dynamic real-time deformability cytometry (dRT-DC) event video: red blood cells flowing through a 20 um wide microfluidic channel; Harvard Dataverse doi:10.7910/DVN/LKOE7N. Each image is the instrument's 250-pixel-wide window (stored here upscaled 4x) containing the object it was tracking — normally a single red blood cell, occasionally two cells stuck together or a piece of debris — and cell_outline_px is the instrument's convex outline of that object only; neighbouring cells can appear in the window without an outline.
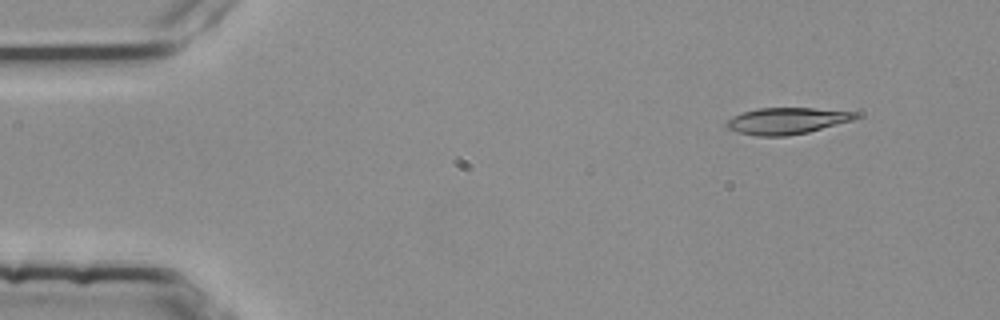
{"species": "common noctule bat (a hibernating species)", "species_latin": "Nyctalus noctula", "temperature_condition": "room temperature", "stored_images_in_passage": 3, "camera_frame_rate_fps": 3000, "um_per_image_px": 0.085, "animal": {"sex": "female", "body_mass_g": 25.1}, "frame": {"image": 1, "passage_image": 1, "time_ms": 0.0, "image_size_px": [1000, 320], "cell_outline_px": [[860, 116], [852, 120], [808, 132], [784, 136], [756, 136], [740, 132], [728, 128], [724, 124], [732, 116], [756, 108], [812, 108], [860, 112]], "centroid_in_image_um": [66.89, 10.26], "position_along_channel_um": 18.1, "area_um2": 19.83}}